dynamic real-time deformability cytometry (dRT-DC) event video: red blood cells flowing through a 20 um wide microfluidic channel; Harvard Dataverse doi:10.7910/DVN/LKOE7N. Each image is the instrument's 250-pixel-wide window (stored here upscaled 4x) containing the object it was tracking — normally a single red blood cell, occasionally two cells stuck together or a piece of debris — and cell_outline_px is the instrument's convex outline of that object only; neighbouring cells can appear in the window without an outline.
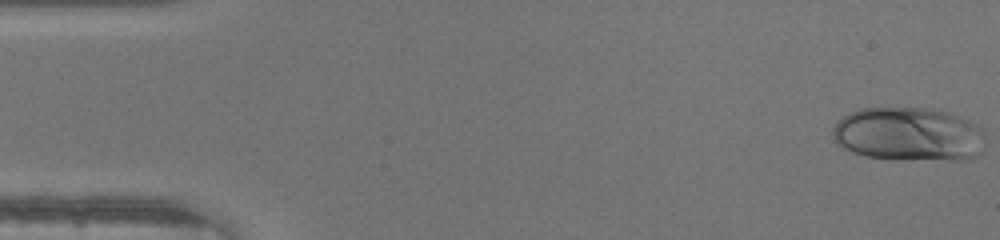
{"species": "human", "species_latin": "Homo sapiens", "temperature_condition": "warm", "stored_images_in_passage": 9, "camera_frame_rate_fps": 3000, "um_per_image_px": 0.085, "donor": {"sex": "male"}, "frame": {"image": 1, "passage_image": 1, "time_ms": 0.0, "image_size_px": [1000, 240], "cell_outline_px": [[984, 152], [964, 160], [892, 160], [864, 156], [840, 148], [832, 132], [832, 128], [844, 116], [860, 108], [932, 108], [952, 112], [984, 128]], "centroid_in_image_um": [77.29, 11.43], "position_along_channel_um": 7.7, "area_um2": 48.84}}